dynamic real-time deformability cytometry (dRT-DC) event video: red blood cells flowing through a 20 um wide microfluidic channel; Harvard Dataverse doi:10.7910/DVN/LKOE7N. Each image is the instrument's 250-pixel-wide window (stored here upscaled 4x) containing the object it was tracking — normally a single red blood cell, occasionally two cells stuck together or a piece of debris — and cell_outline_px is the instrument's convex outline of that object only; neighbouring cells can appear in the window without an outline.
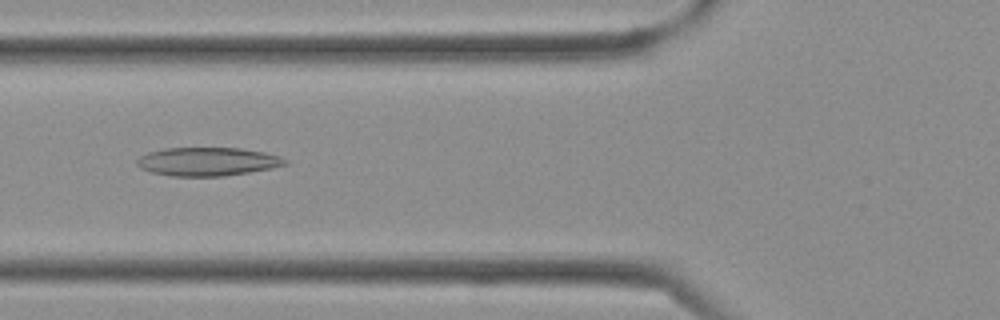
{"species": "Egyptian fruit bat (a non-hibernating species)", "species_latin": "Rousettus aegyptiacus", "temperature_condition": "cold", "stored_images_in_passage": 34, "camera_frame_rate_fps": 3000, "um_per_image_px": 0.085, "frame": {"image": 1, "passage_image": 11, "time_ms": 3.333, "image_size_px": [1000, 320], "cell_outline_px": [[288, 164], [272, 168], [224, 176], [172, 176], [152, 172], [140, 168], [136, 164], [136, 160], [140, 156], [148, 152], [164, 148], [240, 148], [264, 152], [280, 156], [288, 160]], "centroid_in_image_um": [17.64, 13.73], "position_along_channel_um": 108.2, "area_um2": 24.62}}
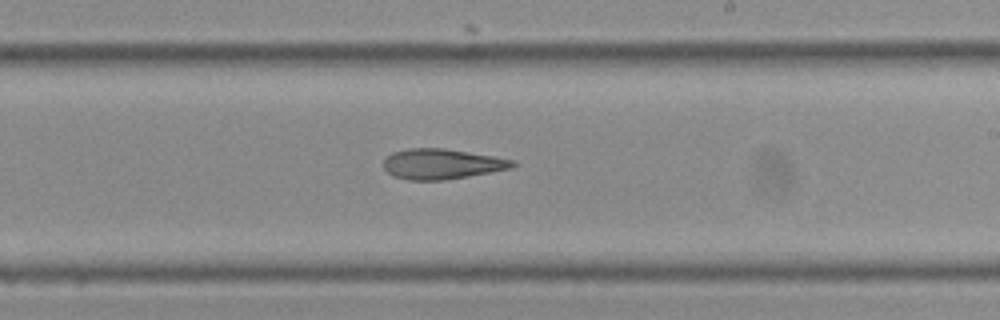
{"frame": {"image": 2, "passage_image": 19, "time_ms": 6.0, "image_size_px": [1000, 320], "cell_outline_px": [[520, 164], [512, 168], [468, 176], [444, 180], [408, 180], [392, 176], [384, 168], [384, 160], [392, 152], [408, 148], [444, 148], [492, 156], [512, 160]], "centroid_in_image_um": [37.54, 13.94], "position_along_channel_um": 251.5, "area_um2": 22.72}}
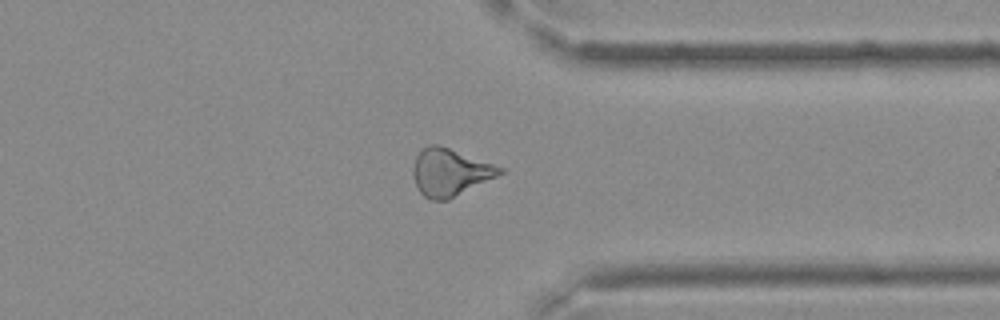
{"frame": {"image": 3, "passage_image": 26, "time_ms": 8.333, "image_size_px": [1000, 320], "cell_outline_px": [[504, 172], [448, 200], [432, 200], [424, 196], [420, 192], [412, 176], [412, 172], [416, 156], [420, 148], [428, 144], [436, 144], [448, 148], [504, 168]], "centroid_in_image_um": [38.2, 14.64], "position_along_channel_um": 373.2, "area_um2": 23.58}}